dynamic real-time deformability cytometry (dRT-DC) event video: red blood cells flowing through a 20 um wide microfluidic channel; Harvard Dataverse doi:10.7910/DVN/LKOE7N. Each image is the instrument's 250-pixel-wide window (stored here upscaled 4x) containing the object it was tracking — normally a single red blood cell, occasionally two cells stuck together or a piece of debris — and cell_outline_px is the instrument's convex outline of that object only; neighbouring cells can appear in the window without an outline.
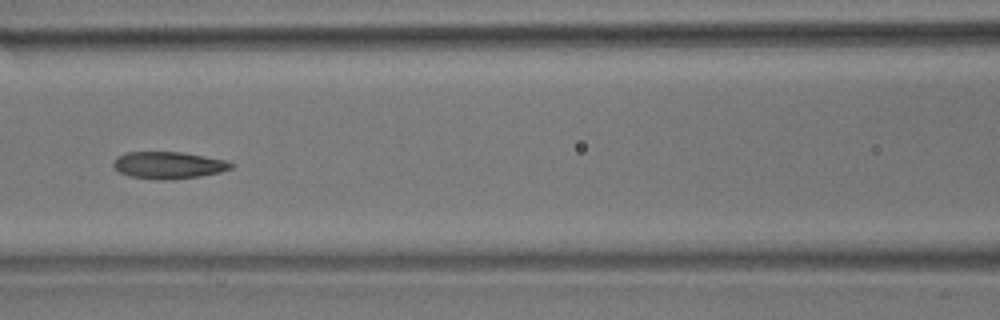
{"species": "common noctule bat (a hibernating species)", "species_latin": "Nyctalus noctula", "temperature_condition": "room temperature", "stored_images_in_passage": 9, "camera_frame_rate_fps": 3000, "um_per_image_px": 0.085, "animal": {"sex": "male", "body_mass_g": 17.9}, "frame": {"image": 1, "passage_image": 6, "time_ms": 1.667, "image_size_px": [1000, 320], "cell_outline_px": [[236, 164], [232, 168], [220, 172], [200, 176], [172, 180], [160, 180], [132, 176], [120, 172], [112, 164], [116, 156], [128, 152], [180, 152], [204, 156], [224, 160]], "centroid_in_image_um": [14.34, 14.04], "position_along_channel_um": 152.3, "area_um2": 18.44}}
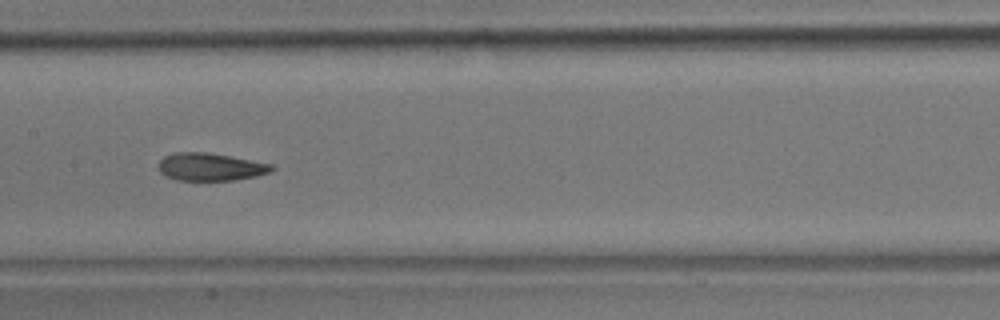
{"frame": {"image": 2, "passage_image": 7, "time_ms": 2.0, "image_size_px": [1000, 320], "cell_outline_px": [[276, 168], [272, 172], [256, 176], [236, 180], [176, 180], [164, 176], [160, 172], [156, 164], [164, 156], [176, 152], [204, 152], [228, 156], [272, 164]], "centroid_in_image_um": [17.86, 14.19], "position_along_channel_um": 189.5, "area_um2": 18.38}}